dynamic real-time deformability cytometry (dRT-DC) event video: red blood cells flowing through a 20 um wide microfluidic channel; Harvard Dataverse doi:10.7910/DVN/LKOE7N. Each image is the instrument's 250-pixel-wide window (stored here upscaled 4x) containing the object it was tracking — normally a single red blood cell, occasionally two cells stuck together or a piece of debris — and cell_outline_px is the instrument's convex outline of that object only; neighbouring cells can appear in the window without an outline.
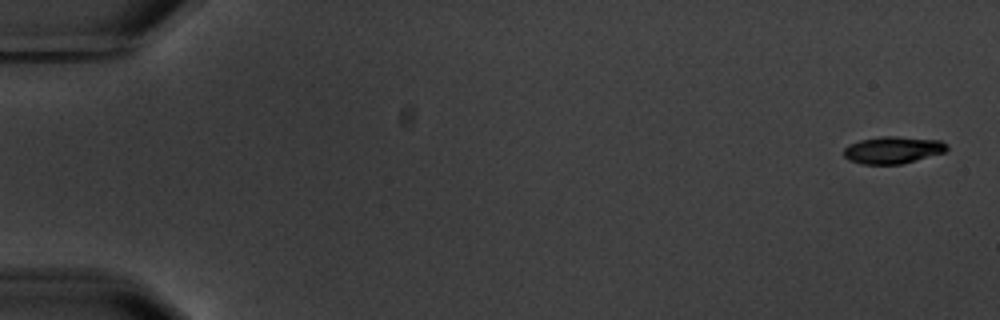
{"species": "common noctule bat (a hibernating species)", "species_latin": "Nyctalus noctula", "temperature_condition": "warm", "stored_images_in_passage": 5, "camera_frame_rate_fps": 3000, "um_per_image_px": 0.085, "animal": {"sex": "male", "body_mass_g": 20.1, "forearm_length_mm": 53.5}, "frame": {"image": 1, "passage_image": 1, "time_ms": 0.0, "image_size_px": [1000, 320], "cell_outline_px": [[948, 152], [904, 164], [860, 164], [848, 160], [844, 156], [844, 148], [848, 144], [860, 140], [880, 136], [896, 136], [940, 140], [948, 144]], "centroid_in_image_um": [75.93, 12.75], "position_along_channel_um": 9.1, "area_um2": 16.7}}